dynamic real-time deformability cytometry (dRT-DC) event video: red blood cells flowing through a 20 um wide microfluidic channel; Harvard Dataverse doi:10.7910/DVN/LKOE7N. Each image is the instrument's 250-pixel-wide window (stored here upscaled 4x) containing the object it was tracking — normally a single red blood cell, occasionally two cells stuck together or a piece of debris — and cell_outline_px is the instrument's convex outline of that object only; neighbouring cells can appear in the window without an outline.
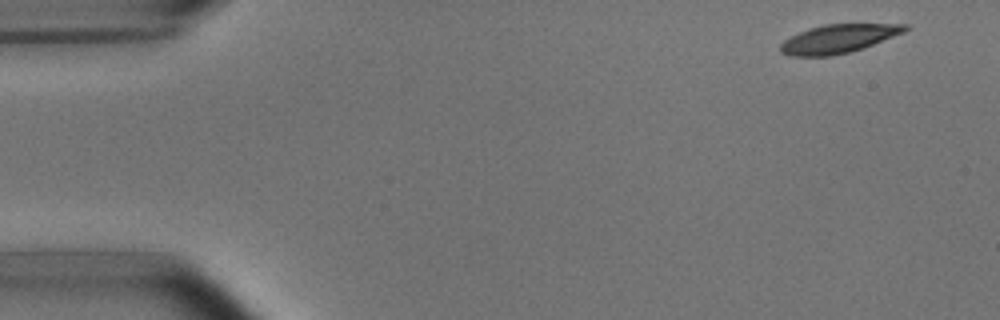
{"species": "common noctule bat (a hibernating species)", "species_latin": "Nyctalus noctula", "temperature_condition": "room temperature", "stored_images_in_passage": 5, "camera_frame_rate_fps": 3000, "um_per_image_px": 0.085, "animal": {"sex": "male", "body_mass_g": 15.6}, "frame": {"image": 1, "passage_image": 1, "time_ms": 0.0, "image_size_px": [1000, 320], "cell_outline_px": [[912, 28], [904, 32], [864, 48], [852, 52], [832, 56], [788, 56], [780, 52], [780, 44], [784, 40], [808, 28], [824, 24], [908, 24]], "centroid_in_image_um": [71.28, 3.3], "position_along_channel_um": 13.7, "area_um2": 20.92}}